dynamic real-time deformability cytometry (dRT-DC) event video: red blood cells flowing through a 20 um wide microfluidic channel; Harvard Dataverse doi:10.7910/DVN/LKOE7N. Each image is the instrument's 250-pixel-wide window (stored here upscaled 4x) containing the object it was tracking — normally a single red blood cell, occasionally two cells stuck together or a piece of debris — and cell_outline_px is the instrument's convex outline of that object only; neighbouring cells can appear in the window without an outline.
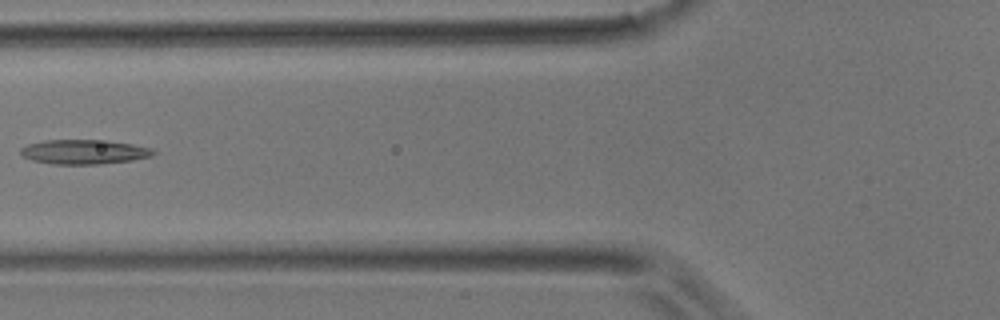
{"species": "common noctule bat (a hibernating species)", "species_latin": "Nyctalus noctula", "temperature_condition": "room temperature", "stored_images_in_passage": 4, "camera_frame_rate_fps": 3000, "um_per_image_px": 0.085, "animal": {"sex": "male", "body_mass_g": 17.9}, "frame": {"image": 1, "passage_image": 4, "time_ms": 1.0, "image_size_px": [1000, 320], "cell_outline_px": [[156, 152], [152, 156], [132, 160], [100, 164], [52, 164], [32, 160], [24, 156], [20, 152], [20, 148], [28, 144], [44, 140], [108, 140], [132, 144], [152, 148]], "centroid_in_image_um": [7.16, 12.9], "position_along_channel_um": 118.6, "area_um2": 18.96}}